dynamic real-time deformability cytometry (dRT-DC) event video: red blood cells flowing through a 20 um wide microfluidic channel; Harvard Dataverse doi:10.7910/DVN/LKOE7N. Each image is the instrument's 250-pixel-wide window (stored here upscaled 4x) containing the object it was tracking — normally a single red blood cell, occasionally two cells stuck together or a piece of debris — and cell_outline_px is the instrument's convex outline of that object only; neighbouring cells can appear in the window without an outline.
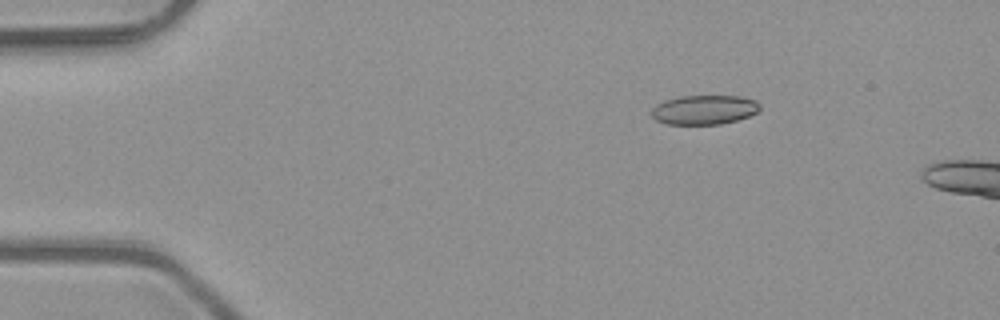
{"species": "common noctule bat (a hibernating species)", "species_latin": "Nyctalus noctula", "temperature_condition": "room temperature", "stored_images_in_passage": 5, "camera_frame_rate_fps": 3000, "um_per_image_px": 0.085, "animal": {"sex": "male", "body_mass_g": 23.1, "forearm_length_mm": 52.7}, "frame": {"image": 1, "passage_image": 3, "time_ms": 0.667, "image_size_px": [1000, 320], "cell_outline_px": [[760, 108], [756, 112], [748, 116], [736, 120], [720, 124], [664, 124], [656, 120], [652, 116], [652, 108], [656, 104], [664, 100], [680, 96], [740, 96], [756, 100], [760, 104]], "centroid_in_image_um": [59.84, 9.32], "position_along_channel_um": 25.2, "area_um2": 18.55}}